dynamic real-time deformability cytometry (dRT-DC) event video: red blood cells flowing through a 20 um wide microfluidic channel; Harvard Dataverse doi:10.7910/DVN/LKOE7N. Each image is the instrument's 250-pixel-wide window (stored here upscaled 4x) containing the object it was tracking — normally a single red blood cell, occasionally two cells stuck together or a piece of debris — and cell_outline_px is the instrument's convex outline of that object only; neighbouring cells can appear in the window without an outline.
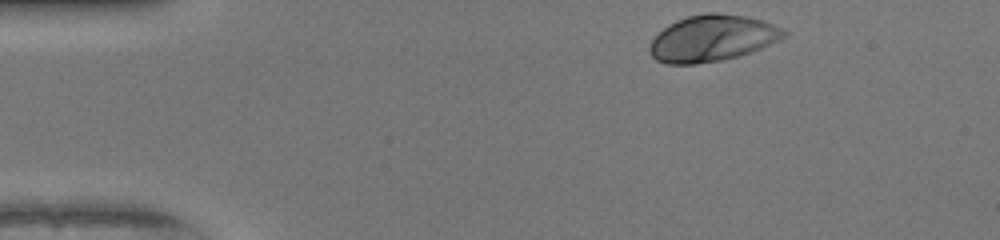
{"species": "human", "species_latin": "Homo sapiens", "temperature_condition": "warm", "stored_images_in_passage": 35, "camera_frame_rate_fps": 3000, "um_per_image_px": 0.085, "donor": {"sex": "female"}, "frame": {"image": 1, "passage_image": 1, "time_ms": 0.0, "image_size_px": [1000, 240], "cell_outline_px": [[788, 36], [780, 40], [752, 52], [724, 60], [696, 64], [668, 64], [656, 60], [648, 52], [648, 48], [652, 40], [668, 24], [676, 20], [688, 16], [704, 12], [720, 12], [748, 16], [764, 20], [784, 28], [788, 32]], "centroid_in_image_um": [60.59, 3.24], "position_along_channel_um": 24.4, "area_um2": 36.88}}
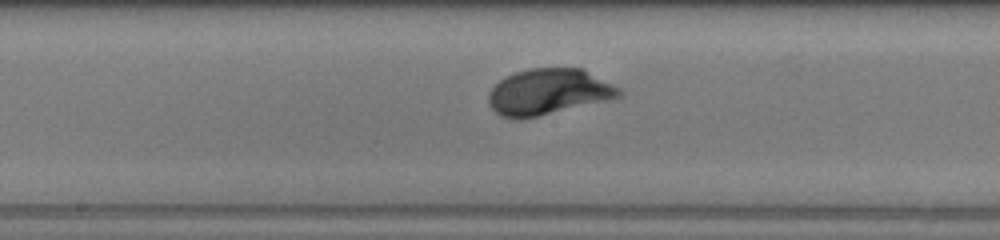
{"frame": {"image": 2, "passage_image": 20, "time_ms": 6.333, "image_size_px": [1000, 240], "cell_outline_px": [[624, 96], [608, 100], [520, 120], [512, 120], [500, 116], [488, 104], [488, 92], [504, 76], [528, 68], [584, 68], [620, 88], [624, 92]], "centroid_in_image_um": [46.62, 7.81], "position_along_channel_um": 201.6, "area_um2": 35.37}}
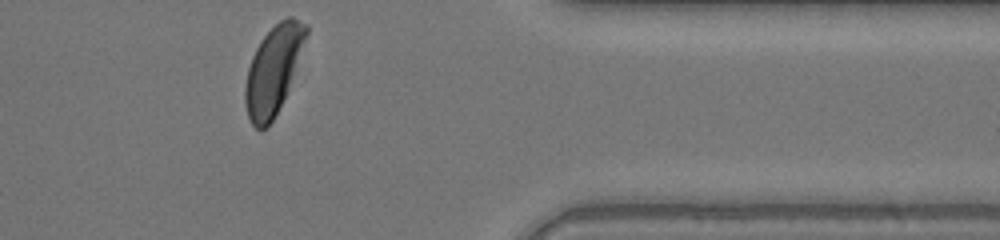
{"frame": {"image": 3, "passage_image": 35, "time_ms": 11.333, "image_size_px": [1000, 240], "cell_outline_px": [[308, 32], [284, 96], [272, 120], [260, 132], [252, 124], [248, 116], [244, 104], [244, 88], [248, 68], [252, 56], [260, 40], [280, 20], [288, 16], [292, 16], [308, 24]], "centroid_in_image_um": [23.19, 5.92], "position_along_channel_um": 388.2, "area_um2": 30.46}, "authors_computed_cell_mechanics": {"area_um2": 34.2754, "velocity_mm_per_s": 4.0883, "shape_relaxation_time_tau1_ms": 2.0933, "shape_relaxation_time_tau2_ms": null, "deformation_change_tau1": 0.1495, "deformation_change_tau2": null}}